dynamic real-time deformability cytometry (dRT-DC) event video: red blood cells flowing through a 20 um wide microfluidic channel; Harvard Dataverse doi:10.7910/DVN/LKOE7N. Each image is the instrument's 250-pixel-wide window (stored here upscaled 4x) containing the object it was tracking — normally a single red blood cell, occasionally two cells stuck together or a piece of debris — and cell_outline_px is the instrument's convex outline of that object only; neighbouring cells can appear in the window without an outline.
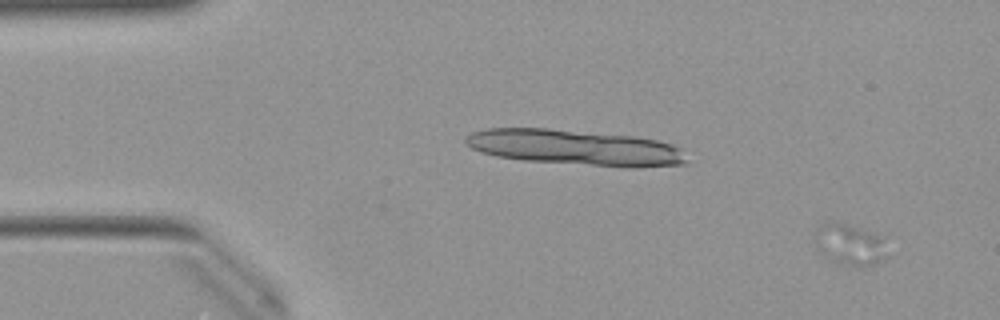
{"species": "Egyptian fruit bat (a non-hibernating species)", "species_latin": "Rousettus aegyptiacus", "temperature_condition": "warm", "stored_images_in_passage": 56, "camera_frame_rate_fps": 3000, "um_per_image_px": 0.085, "animal": {"sex": "female"}, "frame": {"image": 1, "passage_image": 4, "time_ms": 1.0, "image_size_px": [1000, 320], "cell_outline_px": [[888, 256], [884, 260], [876, 264], [864, 268], [856, 268], [836, 264], [828, 260], [820, 252], [820, 228], [824, 220], [836, 220], [884, 236]], "centroid_in_image_um": [72.36, 20.83], "position_along_channel_um": 12.6, "area_um2": 17.8}}
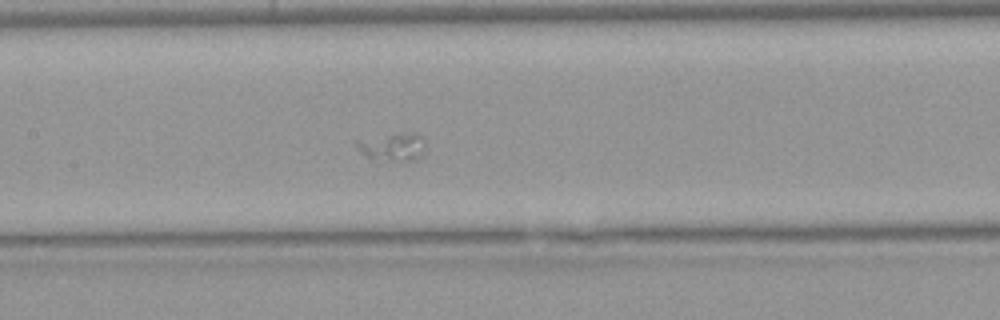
{"frame": {"image": 2, "passage_image": 27, "time_ms": 8.667, "image_size_px": [1000, 320], "cell_outline_px": [[424, 148], [420, 156], [416, 160], [380, 164], [376, 164], [352, 140], [412, 132], [416, 132], [420, 136], [424, 144]], "centroid_in_image_um": [33.36, 12.56], "position_along_channel_um": 174.0, "area_um2": 11.5}}
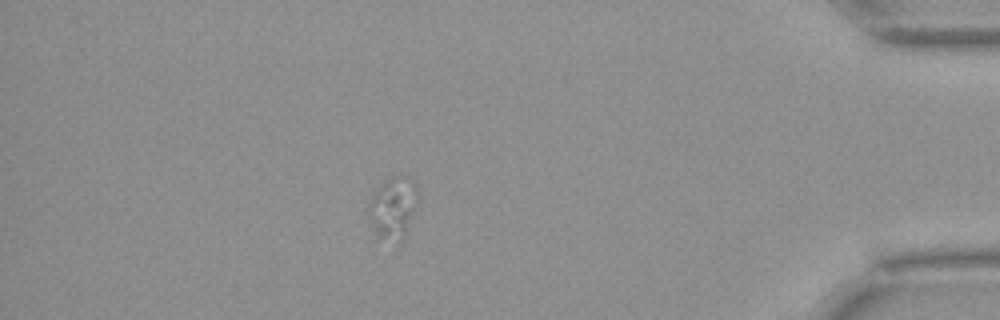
{"frame": {"image": 3, "passage_image": 49, "time_ms": 16.0, "image_size_px": [1000, 320], "cell_outline_px": [[416, 204], [400, 244], [396, 248], [380, 236], [376, 232], [372, 224], [368, 208], [368, 200], [392, 176], [400, 176], [412, 180], [416, 184]], "centroid_in_image_um": [33.4, 17.73], "position_along_channel_um": 401.8, "area_um2": 17.11}}